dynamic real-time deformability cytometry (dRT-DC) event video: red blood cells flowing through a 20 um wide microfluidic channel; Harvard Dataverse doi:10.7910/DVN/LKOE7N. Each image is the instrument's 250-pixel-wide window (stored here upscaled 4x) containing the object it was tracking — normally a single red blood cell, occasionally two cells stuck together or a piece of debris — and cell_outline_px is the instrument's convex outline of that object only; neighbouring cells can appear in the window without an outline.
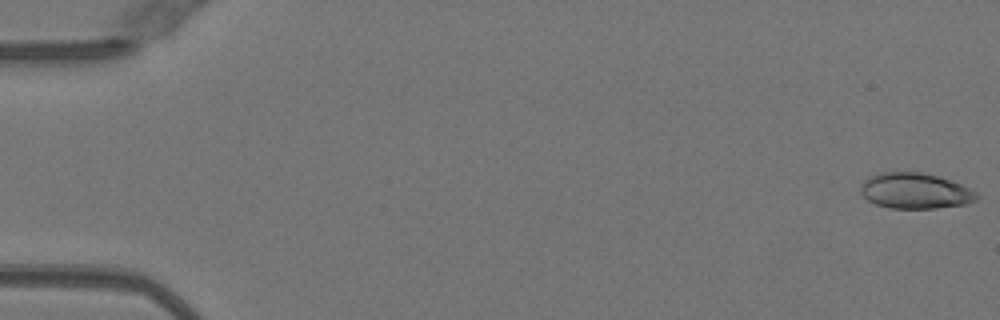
{"species": "Egyptian fruit bat (a non-hibernating species)", "species_latin": "Rousettus aegyptiacus", "temperature_condition": "warm", "stored_images_in_passage": 51, "camera_frame_rate_fps": 3000, "um_per_image_px": 0.085, "animal": {"sex": "female"}, "frame": {"image": 1, "passage_image": 1, "time_ms": 0.0, "image_size_px": [1000, 320], "cell_outline_px": [[980, 196], [976, 200], [968, 204], [936, 208], [892, 208], [876, 204], [868, 200], [860, 192], [860, 188], [864, 180], [880, 172], [920, 172], [940, 176], [952, 180], [976, 192]], "centroid_in_image_um": [77.82, 16.22], "position_along_channel_um": 7.2, "area_um2": 24.16}}
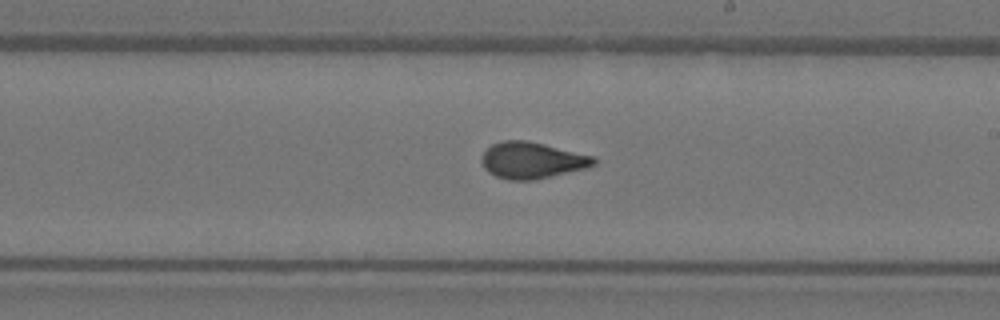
{"frame": {"image": 2, "passage_image": 30, "time_ms": 9.667, "image_size_px": [1000, 320], "cell_outline_px": [[596, 164], [584, 168], [532, 180], [508, 180], [496, 176], [488, 172], [484, 168], [480, 160], [480, 156], [492, 144], [504, 140], [528, 140], [596, 156]], "centroid_in_image_um": [45.2, 13.61], "position_along_channel_um": 243.8, "area_um2": 23.81}}
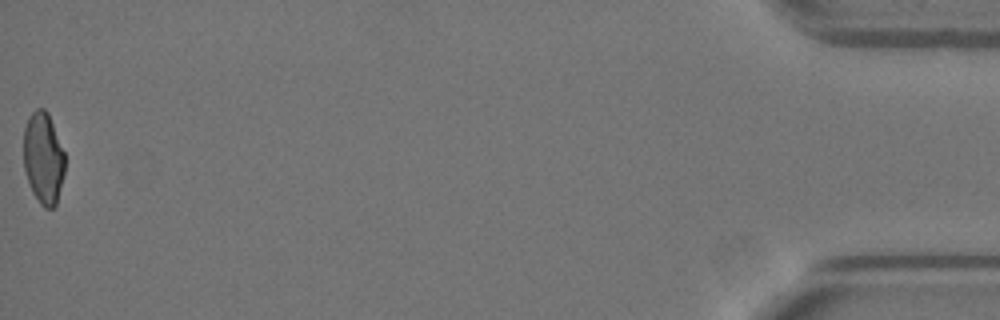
{"frame": {"image": 3, "passage_image": 51, "time_ms": 16.667, "image_size_px": [1000, 320], "cell_outline_px": [[64, 172], [56, 204], [52, 208], [44, 208], [40, 204], [32, 192], [24, 168], [24, 128], [28, 116], [36, 108], [44, 108], [48, 112], [64, 152]], "centroid_in_image_um": [3.67, 13.42], "position_along_channel_um": 431.5, "area_um2": 21.96}, "authors_computed_cell_mechanics": {"area_um2": 23.5824, "velocity_mm_per_s": 4.0477, "shape_relaxation_time_tau1_ms": null, "shape_relaxation_time_tau2_ms": 0.71, "deformation_change_tau1": null, "deformation_change_tau2": 0.0644}}